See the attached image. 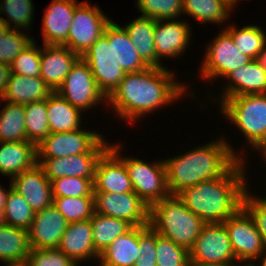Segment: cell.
<instances>
[{"instance_id": "b9f144b4", "label": "cell", "mask_w": 266, "mask_h": 266, "mask_svg": "<svg viewBox=\"0 0 266 266\" xmlns=\"http://www.w3.org/2000/svg\"><path fill=\"white\" fill-rule=\"evenodd\" d=\"M41 47L33 40L10 65L11 74L40 77Z\"/></svg>"}, {"instance_id": "cb8c5ba5", "label": "cell", "mask_w": 266, "mask_h": 266, "mask_svg": "<svg viewBox=\"0 0 266 266\" xmlns=\"http://www.w3.org/2000/svg\"><path fill=\"white\" fill-rule=\"evenodd\" d=\"M37 163V146L29 141L0 142V173L13 177Z\"/></svg>"}, {"instance_id": "8992f818", "label": "cell", "mask_w": 266, "mask_h": 266, "mask_svg": "<svg viewBox=\"0 0 266 266\" xmlns=\"http://www.w3.org/2000/svg\"><path fill=\"white\" fill-rule=\"evenodd\" d=\"M122 143H112L109 148L124 162L128 176L132 182L134 193L150 207L170 195L166 182L164 161L149 163L134 157L121 156ZM120 155V156H119Z\"/></svg>"}, {"instance_id": "4dcf8cb0", "label": "cell", "mask_w": 266, "mask_h": 266, "mask_svg": "<svg viewBox=\"0 0 266 266\" xmlns=\"http://www.w3.org/2000/svg\"><path fill=\"white\" fill-rule=\"evenodd\" d=\"M156 20L139 16L124 25L131 42L142 60L152 67H156V50L154 46V29Z\"/></svg>"}, {"instance_id": "5bb4252c", "label": "cell", "mask_w": 266, "mask_h": 266, "mask_svg": "<svg viewBox=\"0 0 266 266\" xmlns=\"http://www.w3.org/2000/svg\"><path fill=\"white\" fill-rule=\"evenodd\" d=\"M103 139L90 153H82L61 158H37L46 177L52 181L62 177H79L94 179L98 159L109 148Z\"/></svg>"}, {"instance_id": "f35d334b", "label": "cell", "mask_w": 266, "mask_h": 266, "mask_svg": "<svg viewBox=\"0 0 266 266\" xmlns=\"http://www.w3.org/2000/svg\"><path fill=\"white\" fill-rule=\"evenodd\" d=\"M136 6L141 16L154 20L178 19L184 15L183 0H137Z\"/></svg>"}, {"instance_id": "ffe728a7", "label": "cell", "mask_w": 266, "mask_h": 266, "mask_svg": "<svg viewBox=\"0 0 266 266\" xmlns=\"http://www.w3.org/2000/svg\"><path fill=\"white\" fill-rule=\"evenodd\" d=\"M78 54L66 46L44 45L41 48L40 78L56 92L75 62Z\"/></svg>"}, {"instance_id": "680465c9", "label": "cell", "mask_w": 266, "mask_h": 266, "mask_svg": "<svg viewBox=\"0 0 266 266\" xmlns=\"http://www.w3.org/2000/svg\"><path fill=\"white\" fill-rule=\"evenodd\" d=\"M236 4H238V1H240V0H233Z\"/></svg>"}, {"instance_id": "7dc6e473", "label": "cell", "mask_w": 266, "mask_h": 266, "mask_svg": "<svg viewBox=\"0 0 266 266\" xmlns=\"http://www.w3.org/2000/svg\"><path fill=\"white\" fill-rule=\"evenodd\" d=\"M10 74H11L10 66L0 63V98L2 97L3 93L6 90Z\"/></svg>"}, {"instance_id": "e0dca14e", "label": "cell", "mask_w": 266, "mask_h": 266, "mask_svg": "<svg viewBox=\"0 0 266 266\" xmlns=\"http://www.w3.org/2000/svg\"><path fill=\"white\" fill-rule=\"evenodd\" d=\"M68 224L53 204L35 212L28 229L31 249L58 248Z\"/></svg>"}, {"instance_id": "8fae6325", "label": "cell", "mask_w": 266, "mask_h": 266, "mask_svg": "<svg viewBox=\"0 0 266 266\" xmlns=\"http://www.w3.org/2000/svg\"><path fill=\"white\" fill-rule=\"evenodd\" d=\"M189 260L224 266L237 262L228 231L223 223L204 224L199 237L189 249Z\"/></svg>"}, {"instance_id": "30bf717a", "label": "cell", "mask_w": 266, "mask_h": 266, "mask_svg": "<svg viewBox=\"0 0 266 266\" xmlns=\"http://www.w3.org/2000/svg\"><path fill=\"white\" fill-rule=\"evenodd\" d=\"M223 225L228 231L232 250L238 262H253L265 254L266 247L253 219L241 206Z\"/></svg>"}, {"instance_id": "9f6ffc18", "label": "cell", "mask_w": 266, "mask_h": 266, "mask_svg": "<svg viewBox=\"0 0 266 266\" xmlns=\"http://www.w3.org/2000/svg\"><path fill=\"white\" fill-rule=\"evenodd\" d=\"M261 153L262 158H265L266 161V145L259 151V154Z\"/></svg>"}, {"instance_id": "8d00e7d4", "label": "cell", "mask_w": 266, "mask_h": 266, "mask_svg": "<svg viewBox=\"0 0 266 266\" xmlns=\"http://www.w3.org/2000/svg\"><path fill=\"white\" fill-rule=\"evenodd\" d=\"M34 216L35 212L24 197L11 188L4 206L5 224L28 230Z\"/></svg>"}, {"instance_id": "6f0895ef", "label": "cell", "mask_w": 266, "mask_h": 266, "mask_svg": "<svg viewBox=\"0 0 266 266\" xmlns=\"http://www.w3.org/2000/svg\"><path fill=\"white\" fill-rule=\"evenodd\" d=\"M5 266H24V265H5Z\"/></svg>"}, {"instance_id": "7c38bea8", "label": "cell", "mask_w": 266, "mask_h": 266, "mask_svg": "<svg viewBox=\"0 0 266 266\" xmlns=\"http://www.w3.org/2000/svg\"><path fill=\"white\" fill-rule=\"evenodd\" d=\"M81 58L89 65L99 90L108 98L119 86L126 72L115 61L112 42L107 41V26L103 35Z\"/></svg>"}, {"instance_id": "7bdbcfd3", "label": "cell", "mask_w": 266, "mask_h": 266, "mask_svg": "<svg viewBox=\"0 0 266 266\" xmlns=\"http://www.w3.org/2000/svg\"><path fill=\"white\" fill-rule=\"evenodd\" d=\"M33 37L27 35V31L9 29L0 38V63L11 65L13 60L20 54L32 41Z\"/></svg>"}, {"instance_id": "f5cc1de1", "label": "cell", "mask_w": 266, "mask_h": 266, "mask_svg": "<svg viewBox=\"0 0 266 266\" xmlns=\"http://www.w3.org/2000/svg\"><path fill=\"white\" fill-rule=\"evenodd\" d=\"M243 262H236V263H234V264H231L230 266H257L255 263L253 264V262H244L245 264H242Z\"/></svg>"}, {"instance_id": "bcb514c9", "label": "cell", "mask_w": 266, "mask_h": 266, "mask_svg": "<svg viewBox=\"0 0 266 266\" xmlns=\"http://www.w3.org/2000/svg\"><path fill=\"white\" fill-rule=\"evenodd\" d=\"M139 257L134 266H157L156 231L150 226H139Z\"/></svg>"}, {"instance_id": "d4e9b609", "label": "cell", "mask_w": 266, "mask_h": 266, "mask_svg": "<svg viewBox=\"0 0 266 266\" xmlns=\"http://www.w3.org/2000/svg\"><path fill=\"white\" fill-rule=\"evenodd\" d=\"M107 41L112 42L115 61L126 73L139 72L149 67L138 55L126 29L114 21L107 24Z\"/></svg>"}, {"instance_id": "ac0fdd59", "label": "cell", "mask_w": 266, "mask_h": 266, "mask_svg": "<svg viewBox=\"0 0 266 266\" xmlns=\"http://www.w3.org/2000/svg\"><path fill=\"white\" fill-rule=\"evenodd\" d=\"M12 189L24 197L34 212L53 204L51 181L39 164L11 179Z\"/></svg>"}, {"instance_id": "44dd1931", "label": "cell", "mask_w": 266, "mask_h": 266, "mask_svg": "<svg viewBox=\"0 0 266 266\" xmlns=\"http://www.w3.org/2000/svg\"><path fill=\"white\" fill-rule=\"evenodd\" d=\"M77 0H53L44 10L42 34L44 45L63 46L68 39Z\"/></svg>"}, {"instance_id": "816d5d0a", "label": "cell", "mask_w": 266, "mask_h": 266, "mask_svg": "<svg viewBox=\"0 0 266 266\" xmlns=\"http://www.w3.org/2000/svg\"><path fill=\"white\" fill-rule=\"evenodd\" d=\"M187 266H224V265H218V264H205V263H198L190 261L188 262Z\"/></svg>"}, {"instance_id": "f1b7e54d", "label": "cell", "mask_w": 266, "mask_h": 266, "mask_svg": "<svg viewBox=\"0 0 266 266\" xmlns=\"http://www.w3.org/2000/svg\"><path fill=\"white\" fill-rule=\"evenodd\" d=\"M50 133L70 132L82 128V111L73 107L59 93L52 92L46 99Z\"/></svg>"}, {"instance_id": "4fadbf2b", "label": "cell", "mask_w": 266, "mask_h": 266, "mask_svg": "<svg viewBox=\"0 0 266 266\" xmlns=\"http://www.w3.org/2000/svg\"><path fill=\"white\" fill-rule=\"evenodd\" d=\"M95 212L125 220L132 226L149 225V207L134 192H94Z\"/></svg>"}, {"instance_id": "9c48e42d", "label": "cell", "mask_w": 266, "mask_h": 266, "mask_svg": "<svg viewBox=\"0 0 266 266\" xmlns=\"http://www.w3.org/2000/svg\"><path fill=\"white\" fill-rule=\"evenodd\" d=\"M56 92L82 113L92 107L94 109L98 103L104 105V101L107 102L106 96L96 84L89 65L81 57L72 66Z\"/></svg>"}, {"instance_id": "e575fe53", "label": "cell", "mask_w": 266, "mask_h": 266, "mask_svg": "<svg viewBox=\"0 0 266 266\" xmlns=\"http://www.w3.org/2000/svg\"><path fill=\"white\" fill-rule=\"evenodd\" d=\"M232 37L237 49L243 54L255 60L260 52L266 32L257 25H246L241 28H236L234 24L224 27Z\"/></svg>"}, {"instance_id": "c3c4849f", "label": "cell", "mask_w": 266, "mask_h": 266, "mask_svg": "<svg viewBox=\"0 0 266 266\" xmlns=\"http://www.w3.org/2000/svg\"><path fill=\"white\" fill-rule=\"evenodd\" d=\"M255 61L266 70V36L264 39L263 46L260 52L257 54Z\"/></svg>"}, {"instance_id": "1f68e13d", "label": "cell", "mask_w": 266, "mask_h": 266, "mask_svg": "<svg viewBox=\"0 0 266 266\" xmlns=\"http://www.w3.org/2000/svg\"><path fill=\"white\" fill-rule=\"evenodd\" d=\"M95 251L100 254L117 237L128 232L133 226L122 219L104 216L94 212L90 219Z\"/></svg>"}, {"instance_id": "f6af8a7d", "label": "cell", "mask_w": 266, "mask_h": 266, "mask_svg": "<svg viewBox=\"0 0 266 266\" xmlns=\"http://www.w3.org/2000/svg\"><path fill=\"white\" fill-rule=\"evenodd\" d=\"M252 194L249 193L248 188L245 189L242 198V207L253 219L256 230L259 232L266 247V196H262L261 198Z\"/></svg>"}, {"instance_id": "6da1fadb", "label": "cell", "mask_w": 266, "mask_h": 266, "mask_svg": "<svg viewBox=\"0 0 266 266\" xmlns=\"http://www.w3.org/2000/svg\"><path fill=\"white\" fill-rule=\"evenodd\" d=\"M186 87L177 82L174 72L166 66H149L139 72L126 73L106 104L114 109L115 116L132 124L158 108L177 102L185 96Z\"/></svg>"}, {"instance_id": "52a82bcc", "label": "cell", "mask_w": 266, "mask_h": 266, "mask_svg": "<svg viewBox=\"0 0 266 266\" xmlns=\"http://www.w3.org/2000/svg\"><path fill=\"white\" fill-rule=\"evenodd\" d=\"M216 36L207 44L199 67L200 76L205 81L225 78L232 71L253 61L237 49L231 35L225 29Z\"/></svg>"}, {"instance_id": "f546056e", "label": "cell", "mask_w": 266, "mask_h": 266, "mask_svg": "<svg viewBox=\"0 0 266 266\" xmlns=\"http://www.w3.org/2000/svg\"><path fill=\"white\" fill-rule=\"evenodd\" d=\"M235 6L237 4L233 0H183L184 14L208 24H226Z\"/></svg>"}, {"instance_id": "836d02e7", "label": "cell", "mask_w": 266, "mask_h": 266, "mask_svg": "<svg viewBox=\"0 0 266 266\" xmlns=\"http://www.w3.org/2000/svg\"><path fill=\"white\" fill-rule=\"evenodd\" d=\"M27 141L38 146L50 135L46 100L24 105Z\"/></svg>"}, {"instance_id": "11a10c76", "label": "cell", "mask_w": 266, "mask_h": 266, "mask_svg": "<svg viewBox=\"0 0 266 266\" xmlns=\"http://www.w3.org/2000/svg\"><path fill=\"white\" fill-rule=\"evenodd\" d=\"M261 258L259 259L260 261H258L260 263V264L258 263V266H266V251H265V254Z\"/></svg>"}, {"instance_id": "681fc988", "label": "cell", "mask_w": 266, "mask_h": 266, "mask_svg": "<svg viewBox=\"0 0 266 266\" xmlns=\"http://www.w3.org/2000/svg\"><path fill=\"white\" fill-rule=\"evenodd\" d=\"M9 185H10V187L5 190L4 187L0 184V207L1 208H4L7 194L9 192V190L12 188L11 182Z\"/></svg>"}, {"instance_id": "277c9868", "label": "cell", "mask_w": 266, "mask_h": 266, "mask_svg": "<svg viewBox=\"0 0 266 266\" xmlns=\"http://www.w3.org/2000/svg\"><path fill=\"white\" fill-rule=\"evenodd\" d=\"M204 224L177 195H169L149 207V225L159 235L188 250L199 237Z\"/></svg>"}, {"instance_id": "f907efd6", "label": "cell", "mask_w": 266, "mask_h": 266, "mask_svg": "<svg viewBox=\"0 0 266 266\" xmlns=\"http://www.w3.org/2000/svg\"><path fill=\"white\" fill-rule=\"evenodd\" d=\"M9 30L8 25L0 17V38Z\"/></svg>"}, {"instance_id": "ab89813d", "label": "cell", "mask_w": 266, "mask_h": 266, "mask_svg": "<svg viewBox=\"0 0 266 266\" xmlns=\"http://www.w3.org/2000/svg\"><path fill=\"white\" fill-rule=\"evenodd\" d=\"M94 179L62 177L51 181L53 197H94Z\"/></svg>"}, {"instance_id": "83f0119b", "label": "cell", "mask_w": 266, "mask_h": 266, "mask_svg": "<svg viewBox=\"0 0 266 266\" xmlns=\"http://www.w3.org/2000/svg\"><path fill=\"white\" fill-rule=\"evenodd\" d=\"M28 230L8 224L0 225V262L5 265H23L30 254Z\"/></svg>"}, {"instance_id": "7402d4cb", "label": "cell", "mask_w": 266, "mask_h": 266, "mask_svg": "<svg viewBox=\"0 0 266 266\" xmlns=\"http://www.w3.org/2000/svg\"><path fill=\"white\" fill-rule=\"evenodd\" d=\"M228 81L223 89L220 100L217 97L210 96V100L219 104L227 98L241 96L246 94H264L266 93V70L255 60L249 64L241 66L229 73L226 77Z\"/></svg>"}, {"instance_id": "74e56055", "label": "cell", "mask_w": 266, "mask_h": 266, "mask_svg": "<svg viewBox=\"0 0 266 266\" xmlns=\"http://www.w3.org/2000/svg\"><path fill=\"white\" fill-rule=\"evenodd\" d=\"M53 205L69 223L91 219L95 212L94 197H53Z\"/></svg>"}, {"instance_id": "484cf974", "label": "cell", "mask_w": 266, "mask_h": 266, "mask_svg": "<svg viewBox=\"0 0 266 266\" xmlns=\"http://www.w3.org/2000/svg\"><path fill=\"white\" fill-rule=\"evenodd\" d=\"M52 90L40 77H28L10 74L9 82L0 101L25 105L27 103L46 100Z\"/></svg>"}, {"instance_id": "db71d44e", "label": "cell", "mask_w": 266, "mask_h": 266, "mask_svg": "<svg viewBox=\"0 0 266 266\" xmlns=\"http://www.w3.org/2000/svg\"><path fill=\"white\" fill-rule=\"evenodd\" d=\"M5 224L4 208L0 207V225Z\"/></svg>"}, {"instance_id": "603a6c76", "label": "cell", "mask_w": 266, "mask_h": 266, "mask_svg": "<svg viewBox=\"0 0 266 266\" xmlns=\"http://www.w3.org/2000/svg\"><path fill=\"white\" fill-rule=\"evenodd\" d=\"M58 249L77 265L94 258L95 261L98 260L99 254L94 248L90 219L69 223Z\"/></svg>"}, {"instance_id": "ba28073f", "label": "cell", "mask_w": 266, "mask_h": 266, "mask_svg": "<svg viewBox=\"0 0 266 266\" xmlns=\"http://www.w3.org/2000/svg\"><path fill=\"white\" fill-rule=\"evenodd\" d=\"M111 20L97 5L93 6L87 1H81L75 7L68 39L63 46L81 57L103 35Z\"/></svg>"}, {"instance_id": "2e32d148", "label": "cell", "mask_w": 266, "mask_h": 266, "mask_svg": "<svg viewBox=\"0 0 266 266\" xmlns=\"http://www.w3.org/2000/svg\"><path fill=\"white\" fill-rule=\"evenodd\" d=\"M177 19L156 20L154 29V46L156 50V67H163L161 60L183 56L191 39L189 22Z\"/></svg>"}, {"instance_id": "9a60e30c", "label": "cell", "mask_w": 266, "mask_h": 266, "mask_svg": "<svg viewBox=\"0 0 266 266\" xmlns=\"http://www.w3.org/2000/svg\"><path fill=\"white\" fill-rule=\"evenodd\" d=\"M105 136L97 131L77 129L70 132L50 133L38 146L37 158H61L90 153Z\"/></svg>"}, {"instance_id": "7a4b0ae2", "label": "cell", "mask_w": 266, "mask_h": 266, "mask_svg": "<svg viewBox=\"0 0 266 266\" xmlns=\"http://www.w3.org/2000/svg\"><path fill=\"white\" fill-rule=\"evenodd\" d=\"M245 161L238 160L222 177L184 188L177 196L205 224L225 222L242 206L247 188Z\"/></svg>"}, {"instance_id": "d6a6232c", "label": "cell", "mask_w": 266, "mask_h": 266, "mask_svg": "<svg viewBox=\"0 0 266 266\" xmlns=\"http://www.w3.org/2000/svg\"><path fill=\"white\" fill-rule=\"evenodd\" d=\"M27 141L24 105L7 102L0 111V142Z\"/></svg>"}, {"instance_id": "5b68a950", "label": "cell", "mask_w": 266, "mask_h": 266, "mask_svg": "<svg viewBox=\"0 0 266 266\" xmlns=\"http://www.w3.org/2000/svg\"><path fill=\"white\" fill-rule=\"evenodd\" d=\"M219 106L221 114L240 130L254 151L266 145V93L230 97Z\"/></svg>"}, {"instance_id": "60d3db41", "label": "cell", "mask_w": 266, "mask_h": 266, "mask_svg": "<svg viewBox=\"0 0 266 266\" xmlns=\"http://www.w3.org/2000/svg\"><path fill=\"white\" fill-rule=\"evenodd\" d=\"M157 266H187L189 250L156 232Z\"/></svg>"}, {"instance_id": "d6986e66", "label": "cell", "mask_w": 266, "mask_h": 266, "mask_svg": "<svg viewBox=\"0 0 266 266\" xmlns=\"http://www.w3.org/2000/svg\"><path fill=\"white\" fill-rule=\"evenodd\" d=\"M93 184L94 192H134L124 162L110 148L97 161Z\"/></svg>"}, {"instance_id": "ee69618b", "label": "cell", "mask_w": 266, "mask_h": 266, "mask_svg": "<svg viewBox=\"0 0 266 266\" xmlns=\"http://www.w3.org/2000/svg\"><path fill=\"white\" fill-rule=\"evenodd\" d=\"M24 266H78L58 248L31 249Z\"/></svg>"}, {"instance_id": "d590c367", "label": "cell", "mask_w": 266, "mask_h": 266, "mask_svg": "<svg viewBox=\"0 0 266 266\" xmlns=\"http://www.w3.org/2000/svg\"><path fill=\"white\" fill-rule=\"evenodd\" d=\"M0 2V14L5 13L8 18L0 17L9 29H22L24 32V28H31L35 13L32 0H0Z\"/></svg>"}, {"instance_id": "4316f807", "label": "cell", "mask_w": 266, "mask_h": 266, "mask_svg": "<svg viewBox=\"0 0 266 266\" xmlns=\"http://www.w3.org/2000/svg\"><path fill=\"white\" fill-rule=\"evenodd\" d=\"M139 226L117 237L99 254V266H134L139 255Z\"/></svg>"}, {"instance_id": "3957f363", "label": "cell", "mask_w": 266, "mask_h": 266, "mask_svg": "<svg viewBox=\"0 0 266 266\" xmlns=\"http://www.w3.org/2000/svg\"><path fill=\"white\" fill-rule=\"evenodd\" d=\"M216 139L194 149L164 159L166 182L170 195L200 182L222 177L238 160H245L232 144Z\"/></svg>"}]
</instances>
